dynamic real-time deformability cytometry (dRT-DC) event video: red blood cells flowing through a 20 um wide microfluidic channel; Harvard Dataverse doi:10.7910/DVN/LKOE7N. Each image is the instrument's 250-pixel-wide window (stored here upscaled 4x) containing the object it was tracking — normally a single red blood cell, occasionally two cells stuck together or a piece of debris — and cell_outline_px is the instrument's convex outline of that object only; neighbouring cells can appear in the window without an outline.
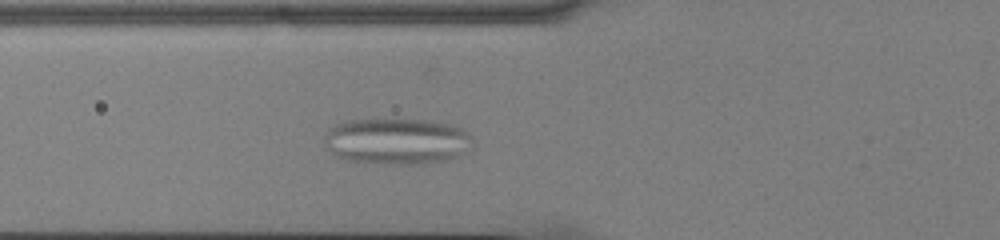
{"species": "common noctule bat (a hibernating species)", "species_latin": "Nyctalus noctula", "temperature_condition": "cold", "stored_images_in_passage": 46, "camera_frame_rate_fps": 3000, "um_per_image_px": 0.085, "animal": {"sex": "male", "body_mass_g": 13.0, "forearm_length_mm": 53.1}, "frame": {"image": 1, "passage_image": 12, "time_ms": 3.667, "image_size_px": [1000, 240], "cell_outline_px": [[472, 148], [448, 160], [420, 164], [376, 164], [344, 160], [336, 156], [328, 148], [324, 140], [324, 136], [328, 128], [336, 124], [348, 120], [376, 116], [428, 120], [448, 124], [460, 128], [468, 132], [472, 140]], "centroid_in_image_um": [33.68, 11.97], "position_along_channel_um": 92.1, "area_um2": 41.27}}
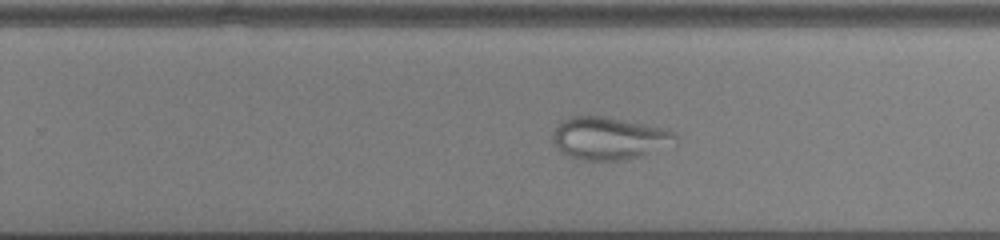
{"frame": {"image": 2, "passage_image": 27, "time_ms": 8.667, "image_size_px": [1000, 240], "cell_outline_px": [[680, 136], [676, 144], [640, 156], [624, 160], [576, 160], [560, 152], [556, 148], [552, 140], [552, 132], [556, 124], [560, 120], [568, 116], [604, 116], [668, 128], [676, 132]], "centroid_in_image_um": [51.78, 11.74], "position_along_channel_um": 278.0, "area_um2": 31.33}}
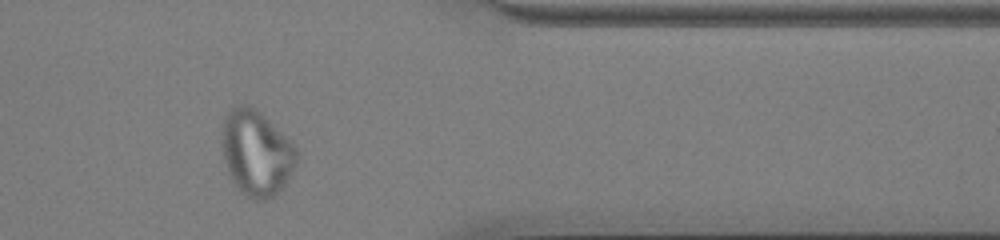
{"frame": {"image": 3, "passage_image": 37, "time_ms": 12.0, "image_size_px": [1000, 240], "cell_outline_px": [[300, 156], [296, 164], [280, 188], [272, 196], [264, 200], [252, 200], [236, 184], [228, 172], [224, 160], [220, 136], [224, 116], [232, 108], [240, 104], [248, 104], [256, 108], [292, 140], [296, 144], [300, 152]], "centroid_in_image_um": [21.8, 12.92], "position_along_channel_um": 389.6, "area_um2": 37.4}}